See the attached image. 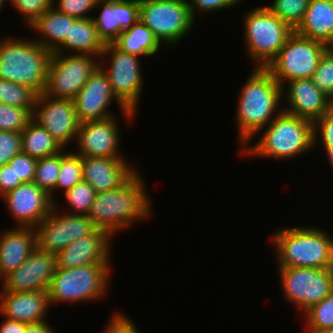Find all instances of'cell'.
<instances>
[{"label":"cell","instance_id":"6da1fadb","mask_svg":"<svg viewBox=\"0 0 333 333\" xmlns=\"http://www.w3.org/2000/svg\"><path fill=\"white\" fill-rule=\"evenodd\" d=\"M282 86L266 68H254L237 99L236 120L240 149L283 111ZM279 108V109H278ZM281 108V109H280Z\"/></svg>","mask_w":333,"mask_h":333},{"label":"cell","instance_id":"7a4b0ae2","mask_svg":"<svg viewBox=\"0 0 333 333\" xmlns=\"http://www.w3.org/2000/svg\"><path fill=\"white\" fill-rule=\"evenodd\" d=\"M151 205V198L137 170L119 188L96 193L88 216L97 228L113 237L120 231L131 229L135 225L133 222L150 219Z\"/></svg>","mask_w":333,"mask_h":333},{"label":"cell","instance_id":"3957f363","mask_svg":"<svg viewBox=\"0 0 333 333\" xmlns=\"http://www.w3.org/2000/svg\"><path fill=\"white\" fill-rule=\"evenodd\" d=\"M318 227H282L271 242L278 266L333 268V238Z\"/></svg>","mask_w":333,"mask_h":333},{"label":"cell","instance_id":"277c9868","mask_svg":"<svg viewBox=\"0 0 333 333\" xmlns=\"http://www.w3.org/2000/svg\"><path fill=\"white\" fill-rule=\"evenodd\" d=\"M252 146L245 145L240 155L291 160L313 149L312 121L282 111L265 128Z\"/></svg>","mask_w":333,"mask_h":333},{"label":"cell","instance_id":"5b68a950","mask_svg":"<svg viewBox=\"0 0 333 333\" xmlns=\"http://www.w3.org/2000/svg\"><path fill=\"white\" fill-rule=\"evenodd\" d=\"M30 38H0V79L25 85L42 94L47 85L52 52Z\"/></svg>","mask_w":333,"mask_h":333},{"label":"cell","instance_id":"8992f818","mask_svg":"<svg viewBox=\"0 0 333 333\" xmlns=\"http://www.w3.org/2000/svg\"><path fill=\"white\" fill-rule=\"evenodd\" d=\"M111 264H92L69 269L56 268L47 289L50 305L100 300L110 286Z\"/></svg>","mask_w":333,"mask_h":333},{"label":"cell","instance_id":"52a82bcc","mask_svg":"<svg viewBox=\"0 0 333 333\" xmlns=\"http://www.w3.org/2000/svg\"><path fill=\"white\" fill-rule=\"evenodd\" d=\"M243 21L245 47L254 68H266L295 31L265 4L248 11Z\"/></svg>","mask_w":333,"mask_h":333},{"label":"cell","instance_id":"ba28073f","mask_svg":"<svg viewBox=\"0 0 333 333\" xmlns=\"http://www.w3.org/2000/svg\"><path fill=\"white\" fill-rule=\"evenodd\" d=\"M139 5V20L167 47L181 42L194 26L186 0H139Z\"/></svg>","mask_w":333,"mask_h":333},{"label":"cell","instance_id":"9c48e42d","mask_svg":"<svg viewBox=\"0 0 333 333\" xmlns=\"http://www.w3.org/2000/svg\"><path fill=\"white\" fill-rule=\"evenodd\" d=\"M99 59V67L107 75L113 94L127 109L137 113L144 85L140 57L121 51L109 43L105 44ZM104 59L105 62L109 61L108 66Z\"/></svg>","mask_w":333,"mask_h":333},{"label":"cell","instance_id":"30bf717a","mask_svg":"<svg viewBox=\"0 0 333 333\" xmlns=\"http://www.w3.org/2000/svg\"><path fill=\"white\" fill-rule=\"evenodd\" d=\"M328 48L325 44L300 36L294 31L266 69L282 87L288 81L312 78Z\"/></svg>","mask_w":333,"mask_h":333},{"label":"cell","instance_id":"8fae6325","mask_svg":"<svg viewBox=\"0 0 333 333\" xmlns=\"http://www.w3.org/2000/svg\"><path fill=\"white\" fill-rule=\"evenodd\" d=\"M283 295L304 313L333 291V268L277 266Z\"/></svg>","mask_w":333,"mask_h":333},{"label":"cell","instance_id":"7c38bea8","mask_svg":"<svg viewBox=\"0 0 333 333\" xmlns=\"http://www.w3.org/2000/svg\"><path fill=\"white\" fill-rule=\"evenodd\" d=\"M99 62L98 57L52 52L44 94L73 100L99 67Z\"/></svg>","mask_w":333,"mask_h":333},{"label":"cell","instance_id":"4fadbf2b","mask_svg":"<svg viewBox=\"0 0 333 333\" xmlns=\"http://www.w3.org/2000/svg\"><path fill=\"white\" fill-rule=\"evenodd\" d=\"M57 205L55 202L48 216L34 228L37 248L53 254L97 229L88 215L69 214L66 211L63 214Z\"/></svg>","mask_w":333,"mask_h":333},{"label":"cell","instance_id":"5bb4252c","mask_svg":"<svg viewBox=\"0 0 333 333\" xmlns=\"http://www.w3.org/2000/svg\"><path fill=\"white\" fill-rule=\"evenodd\" d=\"M118 103L128 124L133 123L136 112L127 109L113 94L105 72L98 67L73 99L79 123L102 120L115 116L108 108L112 101Z\"/></svg>","mask_w":333,"mask_h":333},{"label":"cell","instance_id":"9a60e30c","mask_svg":"<svg viewBox=\"0 0 333 333\" xmlns=\"http://www.w3.org/2000/svg\"><path fill=\"white\" fill-rule=\"evenodd\" d=\"M32 119L44 127L64 149L70 145L68 143L76 141L80 123L73 100L56 99L44 93L39 94Z\"/></svg>","mask_w":333,"mask_h":333},{"label":"cell","instance_id":"2e32d148","mask_svg":"<svg viewBox=\"0 0 333 333\" xmlns=\"http://www.w3.org/2000/svg\"><path fill=\"white\" fill-rule=\"evenodd\" d=\"M117 118L80 123L76 141H73L77 147L75 153L81 157L125 158L119 150L121 132Z\"/></svg>","mask_w":333,"mask_h":333},{"label":"cell","instance_id":"e0dca14e","mask_svg":"<svg viewBox=\"0 0 333 333\" xmlns=\"http://www.w3.org/2000/svg\"><path fill=\"white\" fill-rule=\"evenodd\" d=\"M56 268V254L36 247L22 265L0 280L3 283L1 291L47 290Z\"/></svg>","mask_w":333,"mask_h":333},{"label":"cell","instance_id":"ac0fdd59","mask_svg":"<svg viewBox=\"0 0 333 333\" xmlns=\"http://www.w3.org/2000/svg\"><path fill=\"white\" fill-rule=\"evenodd\" d=\"M16 227L35 228L54 206L50 196L34 182L22 183L1 196Z\"/></svg>","mask_w":333,"mask_h":333},{"label":"cell","instance_id":"d6986e66","mask_svg":"<svg viewBox=\"0 0 333 333\" xmlns=\"http://www.w3.org/2000/svg\"><path fill=\"white\" fill-rule=\"evenodd\" d=\"M112 236L97 228L56 254L57 268L69 269L92 264H111ZM111 243V244H110Z\"/></svg>","mask_w":333,"mask_h":333},{"label":"cell","instance_id":"ffe728a7","mask_svg":"<svg viewBox=\"0 0 333 333\" xmlns=\"http://www.w3.org/2000/svg\"><path fill=\"white\" fill-rule=\"evenodd\" d=\"M286 85L282 87L284 105L287 103L283 111L289 114L313 122L332 107L330 98L313 83L311 78L288 81Z\"/></svg>","mask_w":333,"mask_h":333},{"label":"cell","instance_id":"44dd1931","mask_svg":"<svg viewBox=\"0 0 333 333\" xmlns=\"http://www.w3.org/2000/svg\"><path fill=\"white\" fill-rule=\"evenodd\" d=\"M97 8L100 14L92 19L104 44L113 43L124 30L139 21V0H98Z\"/></svg>","mask_w":333,"mask_h":333},{"label":"cell","instance_id":"7402d4cb","mask_svg":"<svg viewBox=\"0 0 333 333\" xmlns=\"http://www.w3.org/2000/svg\"><path fill=\"white\" fill-rule=\"evenodd\" d=\"M136 171L137 168L126 158L82 157L83 180L96 193L119 188Z\"/></svg>","mask_w":333,"mask_h":333},{"label":"cell","instance_id":"603a6c76","mask_svg":"<svg viewBox=\"0 0 333 333\" xmlns=\"http://www.w3.org/2000/svg\"><path fill=\"white\" fill-rule=\"evenodd\" d=\"M0 315L28 324L46 321L49 308L47 290L7 292L0 291Z\"/></svg>","mask_w":333,"mask_h":333},{"label":"cell","instance_id":"cb8c5ba5","mask_svg":"<svg viewBox=\"0 0 333 333\" xmlns=\"http://www.w3.org/2000/svg\"><path fill=\"white\" fill-rule=\"evenodd\" d=\"M37 247L31 227H12L0 233V280L17 269Z\"/></svg>","mask_w":333,"mask_h":333},{"label":"cell","instance_id":"d4e9b609","mask_svg":"<svg viewBox=\"0 0 333 333\" xmlns=\"http://www.w3.org/2000/svg\"><path fill=\"white\" fill-rule=\"evenodd\" d=\"M295 32L333 47V0H310L305 16Z\"/></svg>","mask_w":333,"mask_h":333},{"label":"cell","instance_id":"484cf974","mask_svg":"<svg viewBox=\"0 0 333 333\" xmlns=\"http://www.w3.org/2000/svg\"><path fill=\"white\" fill-rule=\"evenodd\" d=\"M104 46L92 18L76 19L70 25L69 36L54 52L100 58Z\"/></svg>","mask_w":333,"mask_h":333},{"label":"cell","instance_id":"4316f807","mask_svg":"<svg viewBox=\"0 0 333 333\" xmlns=\"http://www.w3.org/2000/svg\"><path fill=\"white\" fill-rule=\"evenodd\" d=\"M76 19L51 7L29 25V28L38 33L39 37L35 40L39 44L54 52L69 36L70 25Z\"/></svg>","mask_w":333,"mask_h":333},{"label":"cell","instance_id":"83f0119b","mask_svg":"<svg viewBox=\"0 0 333 333\" xmlns=\"http://www.w3.org/2000/svg\"><path fill=\"white\" fill-rule=\"evenodd\" d=\"M113 44L121 51L138 57H152L162 45L154 33L140 20L124 30Z\"/></svg>","mask_w":333,"mask_h":333},{"label":"cell","instance_id":"f1b7e54d","mask_svg":"<svg viewBox=\"0 0 333 333\" xmlns=\"http://www.w3.org/2000/svg\"><path fill=\"white\" fill-rule=\"evenodd\" d=\"M22 152L36 159L52 156L64 148L33 119L21 131Z\"/></svg>","mask_w":333,"mask_h":333},{"label":"cell","instance_id":"f546056e","mask_svg":"<svg viewBox=\"0 0 333 333\" xmlns=\"http://www.w3.org/2000/svg\"><path fill=\"white\" fill-rule=\"evenodd\" d=\"M38 93L30 87L0 79V102L28 109L32 114Z\"/></svg>","mask_w":333,"mask_h":333},{"label":"cell","instance_id":"4dcf8cb0","mask_svg":"<svg viewBox=\"0 0 333 333\" xmlns=\"http://www.w3.org/2000/svg\"><path fill=\"white\" fill-rule=\"evenodd\" d=\"M61 167V152L37 160L34 183L55 203V187ZM54 192V193H53Z\"/></svg>","mask_w":333,"mask_h":333},{"label":"cell","instance_id":"1f68e13d","mask_svg":"<svg viewBox=\"0 0 333 333\" xmlns=\"http://www.w3.org/2000/svg\"><path fill=\"white\" fill-rule=\"evenodd\" d=\"M83 180L82 175V157L77 155L73 150L61 151V167L56 182V191L61 190L64 193L73 188L76 184Z\"/></svg>","mask_w":333,"mask_h":333},{"label":"cell","instance_id":"d6a6232c","mask_svg":"<svg viewBox=\"0 0 333 333\" xmlns=\"http://www.w3.org/2000/svg\"><path fill=\"white\" fill-rule=\"evenodd\" d=\"M64 194L66 204L69 205V214L88 215L96 196L93 187L86 181L82 180L73 188L67 190Z\"/></svg>","mask_w":333,"mask_h":333},{"label":"cell","instance_id":"836d02e7","mask_svg":"<svg viewBox=\"0 0 333 333\" xmlns=\"http://www.w3.org/2000/svg\"><path fill=\"white\" fill-rule=\"evenodd\" d=\"M307 330L333 328V291L303 314Z\"/></svg>","mask_w":333,"mask_h":333},{"label":"cell","instance_id":"e575fe53","mask_svg":"<svg viewBox=\"0 0 333 333\" xmlns=\"http://www.w3.org/2000/svg\"><path fill=\"white\" fill-rule=\"evenodd\" d=\"M310 0H273L266 6L294 30L302 22Z\"/></svg>","mask_w":333,"mask_h":333},{"label":"cell","instance_id":"d590c367","mask_svg":"<svg viewBox=\"0 0 333 333\" xmlns=\"http://www.w3.org/2000/svg\"><path fill=\"white\" fill-rule=\"evenodd\" d=\"M32 120V113L0 102V131L21 132Z\"/></svg>","mask_w":333,"mask_h":333},{"label":"cell","instance_id":"8d00e7d4","mask_svg":"<svg viewBox=\"0 0 333 333\" xmlns=\"http://www.w3.org/2000/svg\"><path fill=\"white\" fill-rule=\"evenodd\" d=\"M311 79L325 95L333 97V47L324 52Z\"/></svg>","mask_w":333,"mask_h":333},{"label":"cell","instance_id":"74e56055","mask_svg":"<svg viewBox=\"0 0 333 333\" xmlns=\"http://www.w3.org/2000/svg\"><path fill=\"white\" fill-rule=\"evenodd\" d=\"M29 27L46 10L53 7V0H8Z\"/></svg>","mask_w":333,"mask_h":333},{"label":"cell","instance_id":"f35d334b","mask_svg":"<svg viewBox=\"0 0 333 333\" xmlns=\"http://www.w3.org/2000/svg\"><path fill=\"white\" fill-rule=\"evenodd\" d=\"M98 0H53V7L61 13L77 19L92 18L87 15L95 9Z\"/></svg>","mask_w":333,"mask_h":333},{"label":"cell","instance_id":"ab89813d","mask_svg":"<svg viewBox=\"0 0 333 333\" xmlns=\"http://www.w3.org/2000/svg\"><path fill=\"white\" fill-rule=\"evenodd\" d=\"M312 132L313 148L317 147L318 143H322L323 146H329L333 142V107L312 122Z\"/></svg>","mask_w":333,"mask_h":333},{"label":"cell","instance_id":"60d3db41","mask_svg":"<svg viewBox=\"0 0 333 333\" xmlns=\"http://www.w3.org/2000/svg\"><path fill=\"white\" fill-rule=\"evenodd\" d=\"M22 152L21 132L0 131V167Z\"/></svg>","mask_w":333,"mask_h":333},{"label":"cell","instance_id":"b9f144b4","mask_svg":"<svg viewBox=\"0 0 333 333\" xmlns=\"http://www.w3.org/2000/svg\"><path fill=\"white\" fill-rule=\"evenodd\" d=\"M37 160L34 157L20 152L10 159L8 164L13 167L16 178L22 183L34 182Z\"/></svg>","mask_w":333,"mask_h":333},{"label":"cell","instance_id":"7bdbcfd3","mask_svg":"<svg viewBox=\"0 0 333 333\" xmlns=\"http://www.w3.org/2000/svg\"><path fill=\"white\" fill-rule=\"evenodd\" d=\"M243 0H186L188 3L191 14L195 19L197 14L201 11V13L206 12H217L218 10L221 11L222 9L233 8Z\"/></svg>","mask_w":333,"mask_h":333},{"label":"cell","instance_id":"ee69618b","mask_svg":"<svg viewBox=\"0 0 333 333\" xmlns=\"http://www.w3.org/2000/svg\"><path fill=\"white\" fill-rule=\"evenodd\" d=\"M103 333H140L134 321L121 311L113 313Z\"/></svg>","mask_w":333,"mask_h":333},{"label":"cell","instance_id":"f6af8a7d","mask_svg":"<svg viewBox=\"0 0 333 333\" xmlns=\"http://www.w3.org/2000/svg\"><path fill=\"white\" fill-rule=\"evenodd\" d=\"M22 184L19 178H16L13 167L4 164L0 167V197L7 192L14 190Z\"/></svg>","mask_w":333,"mask_h":333},{"label":"cell","instance_id":"bcb514c9","mask_svg":"<svg viewBox=\"0 0 333 333\" xmlns=\"http://www.w3.org/2000/svg\"><path fill=\"white\" fill-rule=\"evenodd\" d=\"M28 323L5 318L0 324V333H25Z\"/></svg>","mask_w":333,"mask_h":333},{"label":"cell","instance_id":"7dc6e473","mask_svg":"<svg viewBox=\"0 0 333 333\" xmlns=\"http://www.w3.org/2000/svg\"><path fill=\"white\" fill-rule=\"evenodd\" d=\"M47 321L35 324H28L25 333H56Z\"/></svg>","mask_w":333,"mask_h":333},{"label":"cell","instance_id":"c3c4849f","mask_svg":"<svg viewBox=\"0 0 333 333\" xmlns=\"http://www.w3.org/2000/svg\"><path fill=\"white\" fill-rule=\"evenodd\" d=\"M323 149L325 150V154H327L328 162L333 166V142L329 146H323Z\"/></svg>","mask_w":333,"mask_h":333},{"label":"cell","instance_id":"681fc988","mask_svg":"<svg viewBox=\"0 0 333 333\" xmlns=\"http://www.w3.org/2000/svg\"><path fill=\"white\" fill-rule=\"evenodd\" d=\"M307 333H333V328L323 330H306Z\"/></svg>","mask_w":333,"mask_h":333},{"label":"cell","instance_id":"f907efd6","mask_svg":"<svg viewBox=\"0 0 333 333\" xmlns=\"http://www.w3.org/2000/svg\"><path fill=\"white\" fill-rule=\"evenodd\" d=\"M8 2V0H0V11L2 10V8L4 7V5H6L5 3Z\"/></svg>","mask_w":333,"mask_h":333},{"label":"cell","instance_id":"816d5d0a","mask_svg":"<svg viewBox=\"0 0 333 333\" xmlns=\"http://www.w3.org/2000/svg\"><path fill=\"white\" fill-rule=\"evenodd\" d=\"M331 105L333 107V97L330 99Z\"/></svg>","mask_w":333,"mask_h":333}]
</instances>
